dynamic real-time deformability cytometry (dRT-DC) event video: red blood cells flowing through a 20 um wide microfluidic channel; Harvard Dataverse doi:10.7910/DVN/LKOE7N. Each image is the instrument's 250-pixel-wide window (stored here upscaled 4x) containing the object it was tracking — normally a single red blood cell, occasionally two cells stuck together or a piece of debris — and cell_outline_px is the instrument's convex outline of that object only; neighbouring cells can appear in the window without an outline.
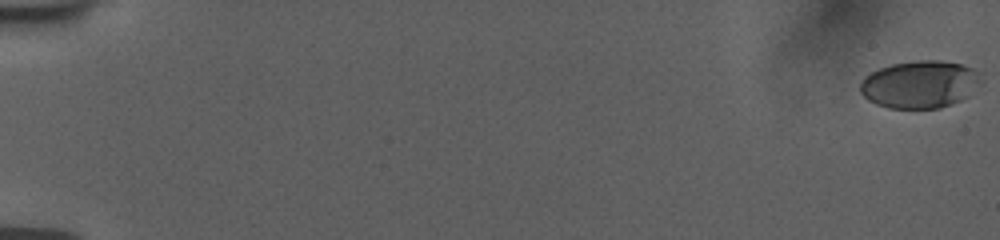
{"species": "human", "species_latin": "Homo sapiens", "temperature_condition": "room temperature", "stored_images_in_passage": 57, "camera_frame_rate_fps": 3000, "um_per_image_px": 0.085, "donor": {"sex": "female"}, "frame": {"image": 1, "passage_image": 1, "time_ms": 0.0, "image_size_px": [1000, 240], "cell_outline_px": [[984, 80], [968, 96], [952, 104], [940, 108], [888, 108], [876, 104], [868, 100], [860, 92], [860, 84], [864, 76], [880, 68], [892, 64], [920, 60], [940, 60], [960, 64], [972, 68], [980, 72]], "centroid_in_image_um": [78.21, 7.17], "position_along_channel_um": 6.8, "area_um2": 33.64}}
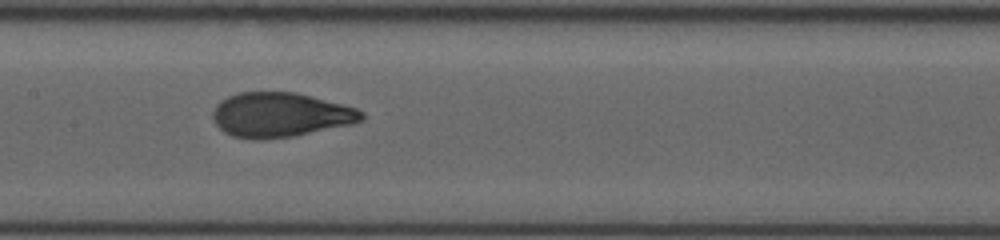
{"frame": {"image": 2, "passage_image": 31, "time_ms": 10.0, "image_size_px": [1000, 240], "cell_outline_px": [[364, 120], [352, 124], [292, 136], [256, 140], [232, 136], [224, 132], [216, 124], [212, 116], [212, 112], [216, 104], [220, 100], [228, 96], [240, 92], [296, 92], [312, 96], [356, 108], [364, 112]], "centroid_in_image_um": [23.81, 9.76], "position_along_channel_um": 183.6, "area_um2": 38.61}}
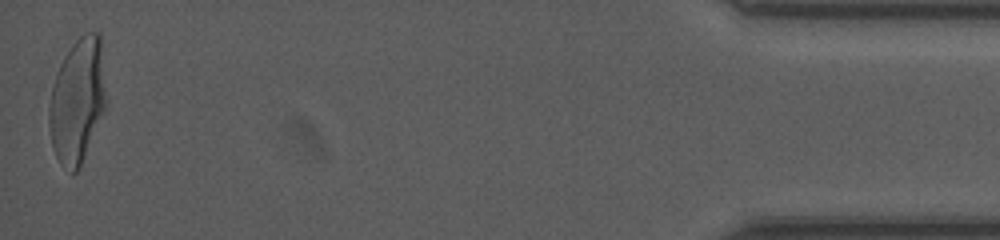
{"frame": {"image": 3, "passage_image": 57, "time_ms": 18.667, "image_size_px": [1000, 240], "cell_outline_px": [[108, 104], [80, 164], [76, 172], [72, 176], [60, 164], [56, 156], [52, 144], [48, 124], [48, 108], [52, 88], [56, 72], [64, 56], [72, 44], [84, 32], [100, 32]], "centroid_in_image_um": [6.59, 8.54], "position_along_channel_um": 428.6, "area_um2": 41.91}, "authors_computed_cell_mechanics": {"area_um2": 37.7434, "velocity_mm_per_s": 3.7604, "shape_relaxation_time_tau1_ms": 5.1762, "shape_relaxation_time_tau2_ms": null, "deformation_change_tau1": 0.2351, "deformation_change_tau2": null}}